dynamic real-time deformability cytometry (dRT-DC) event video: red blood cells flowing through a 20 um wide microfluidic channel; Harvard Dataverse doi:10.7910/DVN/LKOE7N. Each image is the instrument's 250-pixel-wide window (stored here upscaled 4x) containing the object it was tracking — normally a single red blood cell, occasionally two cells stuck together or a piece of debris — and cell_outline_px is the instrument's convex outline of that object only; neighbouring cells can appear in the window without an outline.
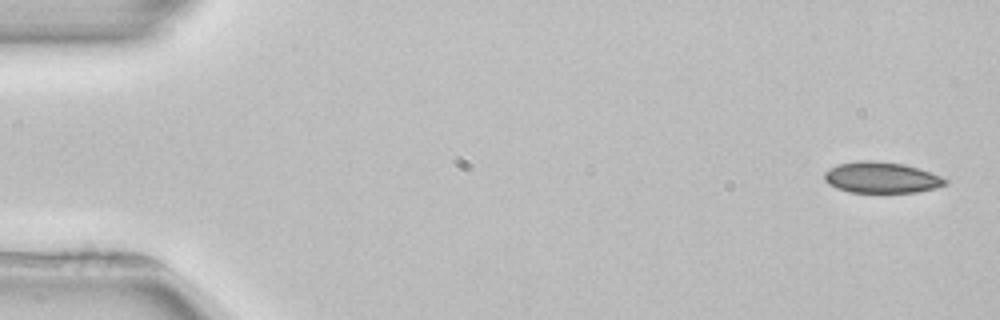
{"species": "common noctule bat (a hibernating species)", "species_latin": "Nyctalus noctula", "temperature_condition": "room temperature", "stored_images_in_passage": 4, "camera_frame_rate_fps": 3000, "um_per_image_px": 0.085, "animal": {"sex": "female", "body_mass_g": 22.7, "forearm_length_mm": 54.2}, "frame": {"image": 1, "passage_image": 1, "time_ms": 0.0, "image_size_px": [1000, 320], "cell_outline_px": [[948, 184], [936, 188], [916, 192], [848, 192], [836, 188], [828, 184], [824, 180], [824, 172], [836, 164], [860, 160], [876, 160], [904, 164], [940, 176], [948, 180]], "centroid_in_image_um": [74.88, 15.08], "position_along_channel_um": 10.1, "area_um2": 21.96}}
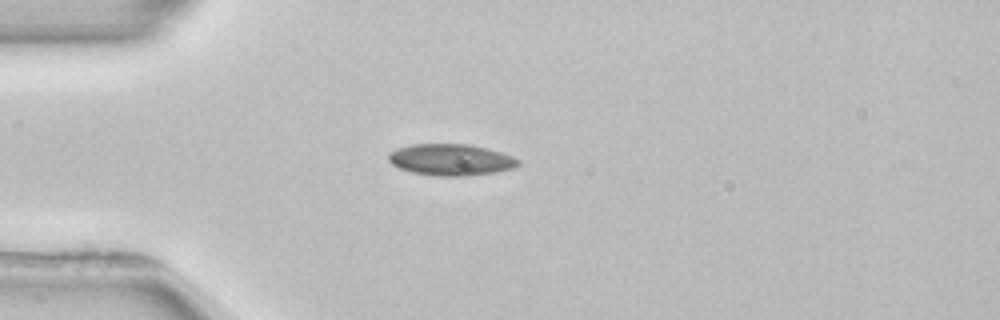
{"frame": {"image": 2, "passage_image": 4, "time_ms": 4.0, "image_size_px": [1000, 320], "cell_outline_px": [[520, 164], [516, 168], [496, 172], [468, 176], [436, 176], [412, 172], [400, 168], [392, 164], [388, 160], [388, 152], [396, 148], [412, 144], [468, 144], [488, 148], [512, 156], [520, 160]], "centroid_in_image_um": [38.34, 13.58], "position_along_channel_um": 46.7, "area_um2": 24.04}}